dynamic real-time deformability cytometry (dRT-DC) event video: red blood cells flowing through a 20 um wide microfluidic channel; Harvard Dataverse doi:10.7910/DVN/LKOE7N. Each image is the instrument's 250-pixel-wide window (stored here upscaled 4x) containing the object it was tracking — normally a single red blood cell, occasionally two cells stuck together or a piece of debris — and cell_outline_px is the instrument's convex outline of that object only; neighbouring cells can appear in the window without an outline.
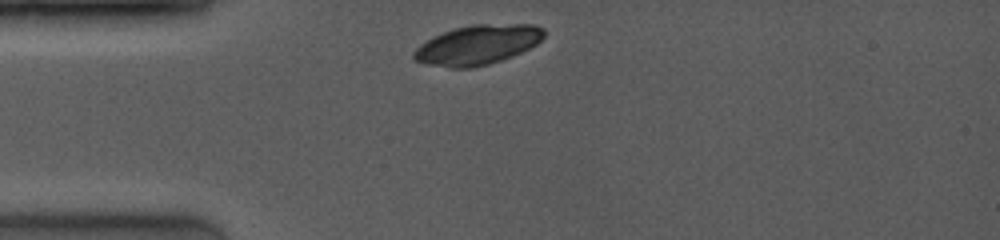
{"species": "common noctule bat (a hibernating species)", "species_latin": "Nyctalus noctula", "temperature_condition": "room temperature", "stored_images_in_passage": 14, "camera_frame_rate_fps": 4000, "um_per_image_px": 0.085, "animal": {"sex": "female", "body_mass_g": 19.0, "forearm_length_mm": 53.3}, "frame": {"image": 1, "passage_image": 1, "time_ms": 0.0, "image_size_px": [1000, 240], "cell_outline_px": [[544, 36], [536, 44], [512, 56], [488, 64], [472, 68], [452, 68], [428, 64], [412, 60], [412, 52], [420, 44], [432, 36], [456, 28], [472, 24], [536, 24], [544, 28]], "centroid_in_image_um": [40.57, 3.8], "position_along_channel_um": 44.4, "area_um2": 30.06}}
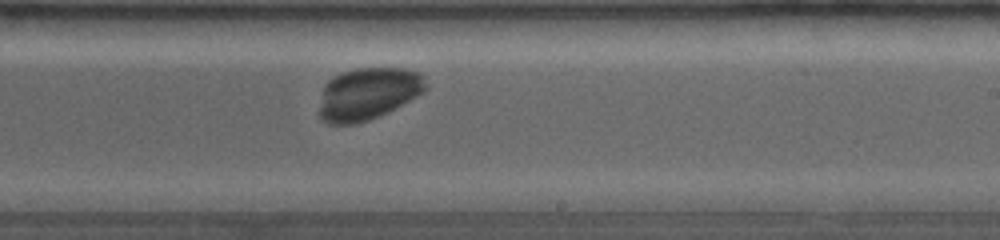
{"frame": {"image": 2, "passage_image": 12, "time_ms": 5.75, "image_size_px": [1000, 240], "cell_outline_px": [[428, 88], [424, 92], [388, 112], [368, 120], [356, 124], [328, 124], [320, 120], [320, 104], [324, 84], [328, 80], [344, 72], [356, 68], [404, 68], [420, 72]], "centroid_in_image_um": [31.28, 7.97], "position_along_channel_um": 257.7, "area_um2": 32.37}}
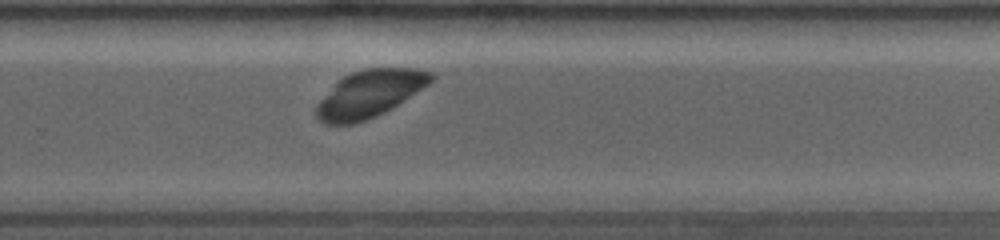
{"frame": {"image": 3, "passage_image": 14, "time_ms": 6.75, "image_size_px": [1000, 240], "cell_outline_px": [[436, 76], [428, 84], [392, 108], [376, 116], [352, 124], [324, 124], [316, 116], [316, 104], [336, 80], [352, 72], [364, 68], [416, 68], [432, 72]], "centroid_in_image_um": [31.39, 7.96], "position_along_channel_um": 298.4, "area_um2": 31.44}}